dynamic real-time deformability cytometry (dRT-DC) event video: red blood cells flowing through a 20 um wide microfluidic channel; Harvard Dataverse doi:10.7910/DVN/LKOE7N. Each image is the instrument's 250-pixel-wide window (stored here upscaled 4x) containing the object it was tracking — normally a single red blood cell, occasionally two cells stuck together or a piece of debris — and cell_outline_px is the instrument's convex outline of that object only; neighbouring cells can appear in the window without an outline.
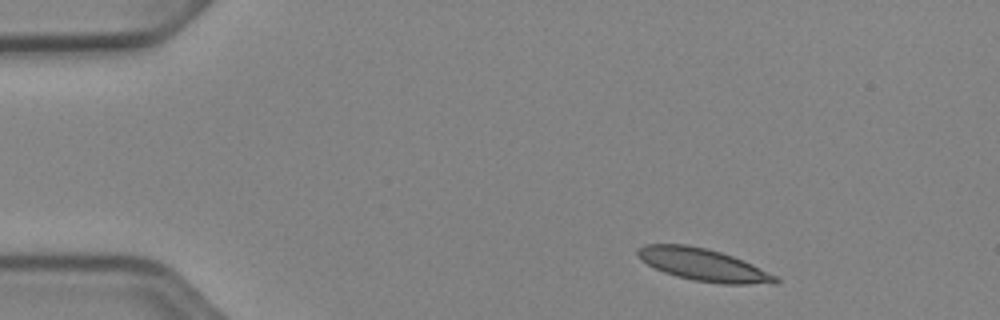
{"species": "Egyptian fruit bat (a non-hibernating species)", "species_latin": "Rousettus aegyptiacus", "temperature_condition": "cold", "stored_images_in_passage": 45, "camera_frame_rate_fps": 3000, "um_per_image_px": 0.085, "animal": {"sex": "female"}, "frame": {"image": 1, "passage_image": 1, "time_ms": 0.0, "image_size_px": [1000, 320], "cell_outline_px": [[780, 284], [720, 284], [692, 280], [676, 276], [664, 272], [648, 264], [636, 256], [636, 248], [644, 244], [688, 244], [720, 252], [732, 256], [752, 264], [776, 276], [780, 280]], "centroid_in_image_um": [59.77, 22.51], "position_along_channel_um": 25.2, "area_um2": 26.01}}
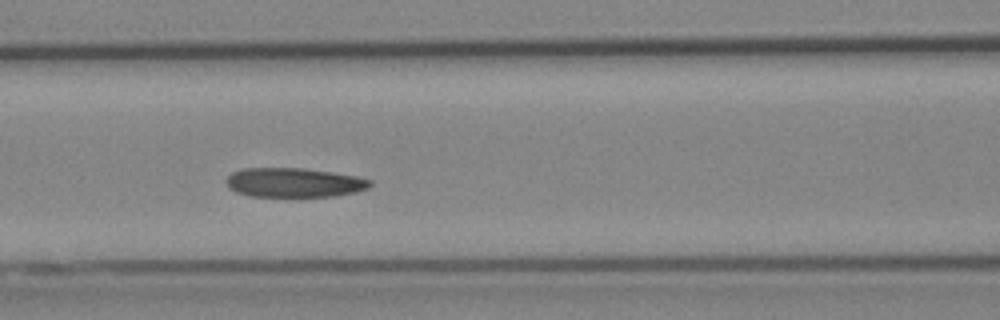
{"frame": {"image": 2, "passage_image": 16, "time_ms": 5.0, "image_size_px": [1000, 320], "cell_outline_px": [[372, 184], [368, 188], [356, 192], [336, 196], [252, 196], [236, 192], [228, 188], [224, 180], [232, 172], [244, 168], [304, 168], [332, 172], [356, 176], [372, 180]], "centroid_in_image_um": [24.98, 15.51], "position_along_channel_um": 141.6, "area_um2": 24.68}}
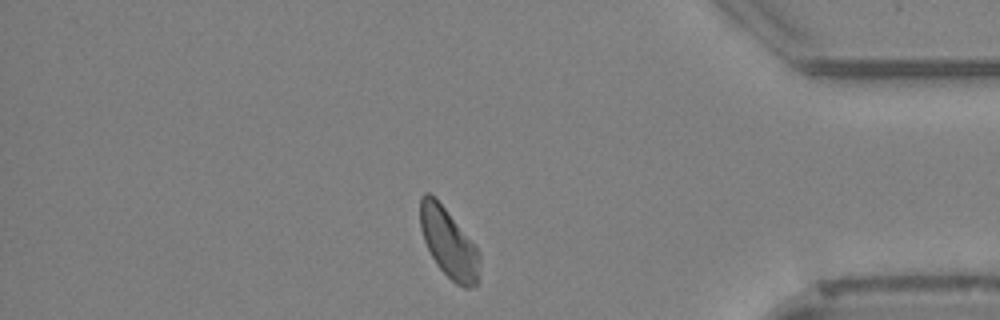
{"frame": {"image": 3, "passage_image": 38, "time_ms": 12.333, "image_size_px": [1000, 320], "cell_outline_px": [[480, 260], [476, 284], [472, 288], [464, 288], [456, 284], [436, 264], [424, 240], [420, 228], [420, 196], [424, 192], [428, 192], [436, 196], [476, 244], [480, 252]], "centroid_in_image_um": [38.14, 20.6], "position_along_channel_um": 397.1, "area_um2": 24.39}, "authors_computed_cell_mechanics": {"area_um2": 24.854, "velocity_mm_per_s": 3.876, "shape_relaxation_time_tau1_ms": null, "shape_relaxation_time_tau2_ms": 6.7829, "deformation_change_tau1": null, "deformation_change_tau2": 0.1206}}